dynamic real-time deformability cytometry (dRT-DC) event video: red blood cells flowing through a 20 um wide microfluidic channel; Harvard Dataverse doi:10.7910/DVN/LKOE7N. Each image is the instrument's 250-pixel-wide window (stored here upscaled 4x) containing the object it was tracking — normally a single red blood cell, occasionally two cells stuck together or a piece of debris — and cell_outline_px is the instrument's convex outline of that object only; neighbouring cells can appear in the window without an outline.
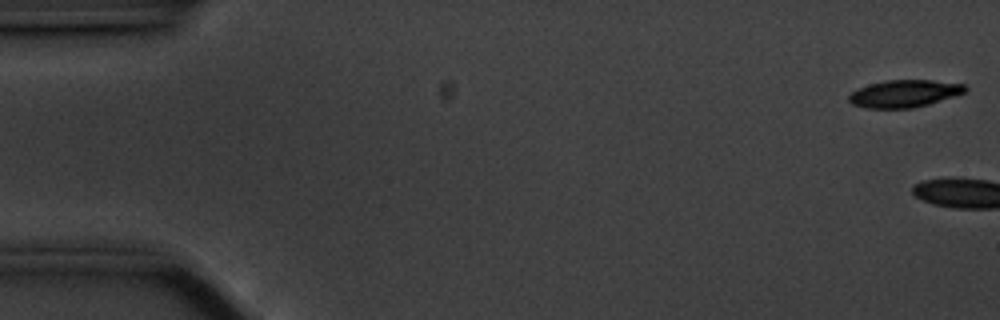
{"species": "common noctule bat (a hibernating species)", "species_latin": "Nyctalus noctula", "temperature_condition": "cold", "stored_images_in_passage": 4, "camera_frame_rate_fps": 3000, "um_per_image_px": 0.085, "animal": {"sex": "male", "body_mass_g": 20.1, "forearm_length_mm": 53.5}, "frame": {"image": 1, "passage_image": 1, "time_ms": 0.0, "image_size_px": [1000, 320], "cell_outline_px": [[968, 88], [964, 92], [928, 104], [912, 108], [864, 108], [852, 104], [848, 100], [848, 96], [856, 88], [868, 84], [888, 80], [932, 80], [964, 84]], "centroid_in_image_um": [76.81, 7.95], "position_along_channel_um": 8.2, "area_um2": 18.44}}